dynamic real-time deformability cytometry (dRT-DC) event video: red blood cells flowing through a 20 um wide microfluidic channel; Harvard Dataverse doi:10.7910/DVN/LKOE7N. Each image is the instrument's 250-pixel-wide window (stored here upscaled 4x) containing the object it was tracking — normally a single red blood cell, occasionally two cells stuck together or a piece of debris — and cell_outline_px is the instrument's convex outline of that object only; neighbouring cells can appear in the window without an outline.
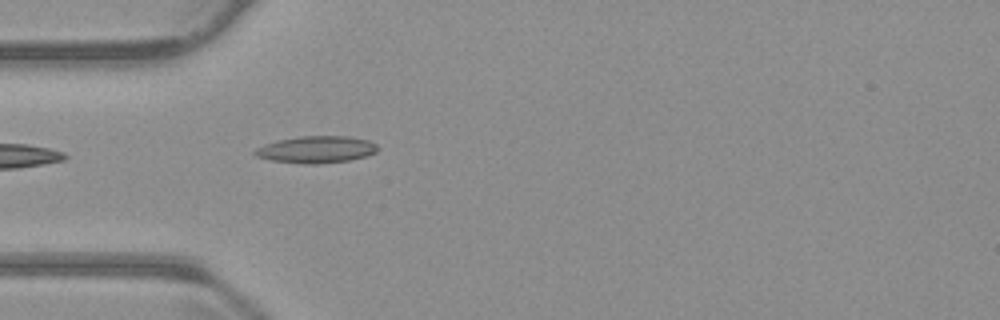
{"species": "common noctule bat (a hibernating species)", "species_latin": "Nyctalus noctula", "temperature_condition": "warm", "stored_images_in_passage": 18, "camera_frame_rate_fps": 3000, "um_per_image_px": 0.085, "animal": {"sex": "male", "body_mass_g": 23.1, "forearm_length_mm": 52.7}, "frame": {"image": 1, "passage_image": 1, "time_ms": 0.0, "image_size_px": [1000, 320], "cell_outline_px": [[376, 152], [368, 156], [348, 160], [316, 164], [304, 164], [272, 160], [256, 156], [252, 152], [256, 148], [264, 144], [280, 140], [300, 136], [348, 136], [368, 140], [376, 144]], "centroid_in_image_um": [26.88, 12.71], "position_along_channel_um": 58.1, "area_um2": 19.13}}
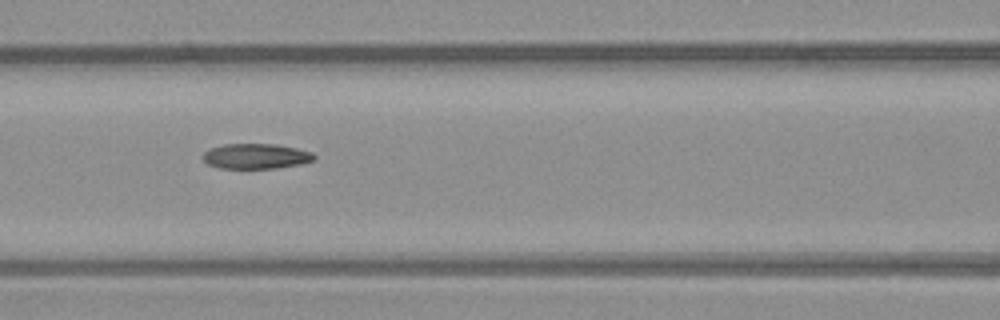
{"frame": {"image": 2, "passage_image": 8, "time_ms": 2.333, "image_size_px": [1000, 320], "cell_outline_px": [[316, 160], [300, 164], [276, 168], [220, 168], [208, 164], [204, 160], [204, 152], [212, 148], [224, 144], [276, 144], [296, 148], [312, 152], [316, 156]], "centroid_in_image_um": [21.8, 13.28], "position_along_channel_um": 144.8, "area_um2": 16.24}}
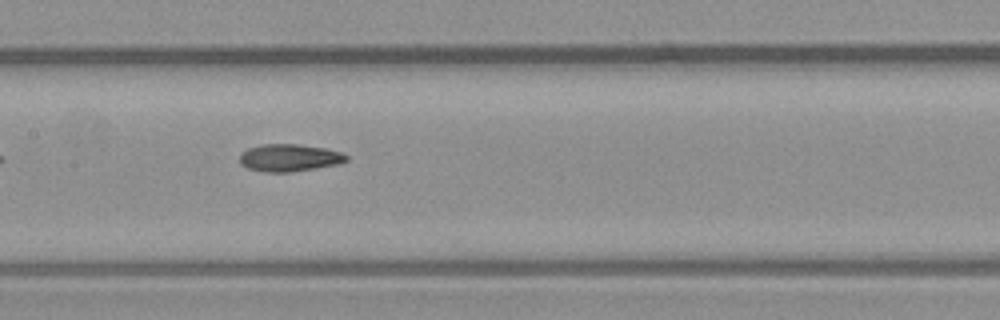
{"frame": {"image": 3, "passage_image": 11, "time_ms": 3.333, "image_size_px": [1000, 320], "cell_outline_px": [[348, 160], [340, 164], [292, 172], [264, 172], [248, 168], [240, 164], [240, 156], [248, 148], [260, 144], [296, 144], [324, 148], [340, 152], [348, 156]], "centroid_in_image_um": [24.6, 13.41], "position_along_channel_um": 182.8, "area_um2": 16.99}}